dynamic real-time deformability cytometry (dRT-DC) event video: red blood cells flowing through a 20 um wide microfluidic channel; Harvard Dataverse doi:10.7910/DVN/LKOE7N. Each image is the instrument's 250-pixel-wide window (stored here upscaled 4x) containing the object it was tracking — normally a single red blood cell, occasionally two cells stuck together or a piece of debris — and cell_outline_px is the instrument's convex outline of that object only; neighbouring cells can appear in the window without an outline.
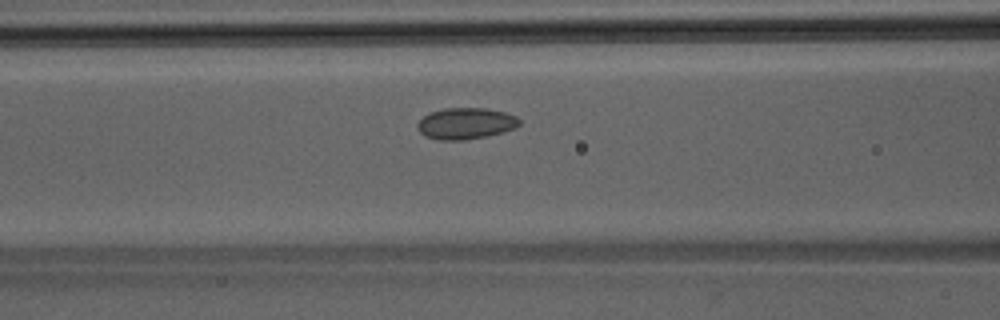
{"species": "Egyptian fruit bat (a non-hibernating species)", "species_latin": "Rousettus aegyptiacus", "temperature_condition": "room temperature", "stored_images_in_passage": 32, "camera_frame_rate_fps": 3000, "um_per_image_px": 0.085, "animal": {"sex": "male"}, "frame": {"image": 1, "passage_image": 6, "time_ms": 1.667, "image_size_px": [1000, 320], "cell_outline_px": [[520, 124], [516, 128], [504, 132], [488, 136], [464, 140], [440, 140], [424, 136], [416, 128], [416, 124], [428, 112], [444, 108], [484, 108], [504, 112], [516, 116], [520, 120]], "centroid_in_image_um": [39.57, 10.5], "position_along_channel_um": 127.0, "area_um2": 18.84}}
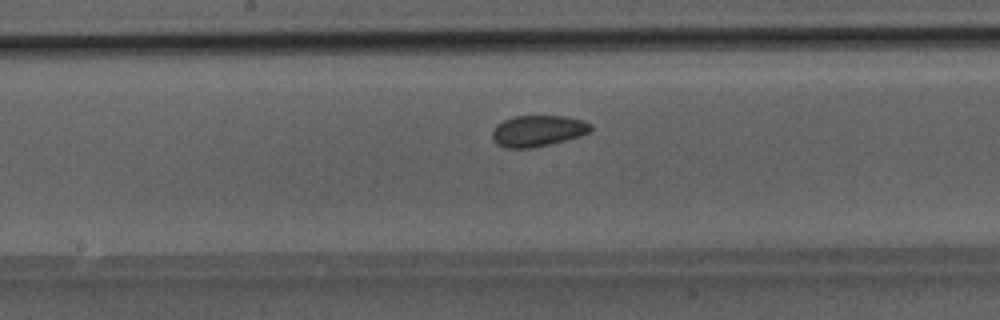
{"frame": {"image": 2, "passage_image": 11, "time_ms": 3.333, "image_size_px": [1000, 320], "cell_outline_px": [[592, 128], [588, 132], [580, 136], [532, 148], [504, 148], [496, 144], [492, 140], [492, 128], [496, 124], [504, 120], [516, 116], [564, 116], [584, 120], [592, 124]], "centroid_in_image_um": [45.68, 11.12], "position_along_channel_um": 202.5, "area_um2": 17.98}}
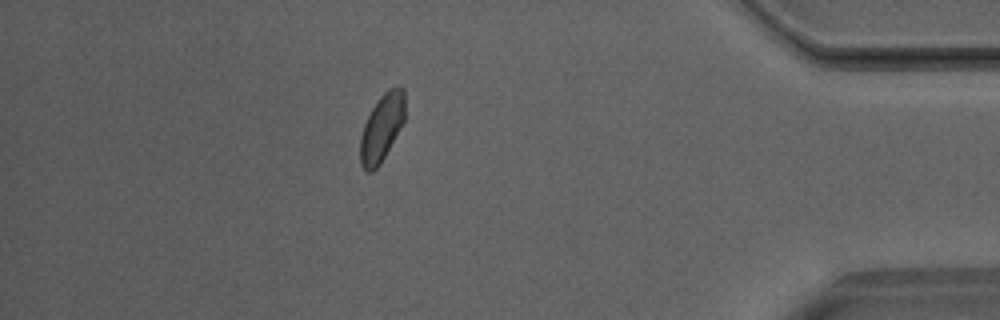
{"frame": {"image": 3, "passage_image": 27, "time_ms": 8.667, "image_size_px": [1000, 320], "cell_outline_px": [[404, 120], [380, 164], [372, 172], [368, 172], [360, 164], [360, 136], [364, 124], [372, 108], [380, 96], [388, 88], [404, 88]], "centroid_in_image_um": [32.43, 10.86], "position_along_channel_um": 402.8, "area_um2": 17.17}}